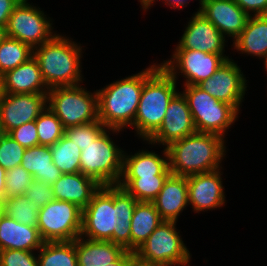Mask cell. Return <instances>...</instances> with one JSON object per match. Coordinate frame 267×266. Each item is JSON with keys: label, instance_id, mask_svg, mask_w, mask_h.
Instances as JSON below:
<instances>
[{"label": "cell", "instance_id": "30", "mask_svg": "<svg viewBox=\"0 0 267 266\" xmlns=\"http://www.w3.org/2000/svg\"><path fill=\"white\" fill-rule=\"evenodd\" d=\"M50 150L53 163L63 174L80 172L81 149L72 140L63 135Z\"/></svg>", "mask_w": 267, "mask_h": 266}, {"label": "cell", "instance_id": "39", "mask_svg": "<svg viewBox=\"0 0 267 266\" xmlns=\"http://www.w3.org/2000/svg\"><path fill=\"white\" fill-rule=\"evenodd\" d=\"M8 134L25 149L39 145L35 120L12 129Z\"/></svg>", "mask_w": 267, "mask_h": 266}, {"label": "cell", "instance_id": "21", "mask_svg": "<svg viewBox=\"0 0 267 266\" xmlns=\"http://www.w3.org/2000/svg\"><path fill=\"white\" fill-rule=\"evenodd\" d=\"M100 186L94 179L79 172L62 174L52 188L55 200L71 202L84 209Z\"/></svg>", "mask_w": 267, "mask_h": 266}, {"label": "cell", "instance_id": "50", "mask_svg": "<svg viewBox=\"0 0 267 266\" xmlns=\"http://www.w3.org/2000/svg\"><path fill=\"white\" fill-rule=\"evenodd\" d=\"M189 262H190V261L185 262V263H182V264H180L179 266H187V265L190 266V265H189ZM167 266H172V265H167Z\"/></svg>", "mask_w": 267, "mask_h": 266}, {"label": "cell", "instance_id": "13", "mask_svg": "<svg viewBox=\"0 0 267 266\" xmlns=\"http://www.w3.org/2000/svg\"><path fill=\"white\" fill-rule=\"evenodd\" d=\"M241 71L232 58L228 59L198 86L213 98L232 105L239 112L247 91V80Z\"/></svg>", "mask_w": 267, "mask_h": 266}, {"label": "cell", "instance_id": "41", "mask_svg": "<svg viewBox=\"0 0 267 266\" xmlns=\"http://www.w3.org/2000/svg\"><path fill=\"white\" fill-rule=\"evenodd\" d=\"M21 0H0V26L6 27L9 17Z\"/></svg>", "mask_w": 267, "mask_h": 266}, {"label": "cell", "instance_id": "15", "mask_svg": "<svg viewBox=\"0 0 267 266\" xmlns=\"http://www.w3.org/2000/svg\"><path fill=\"white\" fill-rule=\"evenodd\" d=\"M197 132L184 95L179 91L170 101L159 129L147 140L151 145L168 147L171 143Z\"/></svg>", "mask_w": 267, "mask_h": 266}, {"label": "cell", "instance_id": "6", "mask_svg": "<svg viewBox=\"0 0 267 266\" xmlns=\"http://www.w3.org/2000/svg\"><path fill=\"white\" fill-rule=\"evenodd\" d=\"M109 131L119 133L122 130L106 129L95 141L83 147L80 156V173L101 186L117 185L123 172L124 150L107 134Z\"/></svg>", "mask_w": 267, "mask_h": 266}, {"label": "cell", "instance_id": "19", "mask_svg": "<svg viewBox=\"0 0 267 266\" xmlns=\"http://www.w3.org/2000/svg\"><path fill=\"white\" fill-rule=\"evenodd\" d=\"M37 59L32 56L1 76V92L8 94L48 93Z\"/></svg>", "mask_w": 267, "mask_h": 266}, {"label": "cell", "instance_id": "49", "mask_svg": "<svg viewBox=\"0 0 267 266\" xmlns=\"http://www.w3.org/2000/svg\"><path fill=\"white\" fill-rule=\"evenodd\" d=\"M5 134H6V133H5L4 129H3V126H2L1 123H0V141H1L2 137H3Z\"/></svg>", "mask_w": 267, "mask_h": 266}, {"label": "cell", "instance_id": "36", "mask_svg": "<svg viewBox=\"0 0 267 266\" xmlns=\"http://www.w3.org/2000/svg\"><path fill=\"white\" fill-rule=\"evenodd\" d=\"M25 148L5 134L0 141V165L7 171L21 165Z\"/></svg>", "mask_w": 267, "mask_h": 266}, {"label": "cell", "instance_id": "37", "mask_svg": "<svg viewBox=\"0 0 267 266\" xmlns=\"http://www.w3.org/2000/svg\"><path fill=\"white\" fill-rule=\"evenodd\" d=\"M34 252L6 249L0 251V266H39Z\"/></svg>", "mask_w": 267, "mask_h": 266}, {"label": "cell", "instance_id": "40", "mask_svg": "<svg viewBox=\"0 0 267 266\" xmlns=\"http://www.w3.org/2000/svg\"><path fill=\"white\" fill-rule=\"evenodd\" d=\"M235 2L249 16L267 15V0H235Z\"/></svg>", "mask_w": 267, "mask_h": 266}, {"label": "cell", "instance_id": "51", "mask_svg": "<svg viewBox=\"0 0 267 266\" xmlns=\"http://www.w3.org/2000/svg\"><path fill=\"white\" fill-rule=\"evenodd\" d=\"M264 65H265V71L267 72V56H266V58L264 59Z\"/></svg>", "mask_w": 267, "mask_h": 266}, {"label": "cell", "instance_id": "12", "mask_svg": "<svg viewBox=\"0 0 267 266\" xmlns=\"http://www.w3.org/2000/svg\"><path fill=\"white\" fill-rule=\"evenodd\" d=\"M230 59L224 54L205 53L198 50L175 49L173 55L161 66L177 81V74L186 78L184 85H198L211 77L216 70ZM179 72H178V71Z\"/></svg>", "mask_w": 267, "mask_h": 266}, {"label": "cell", "instance_id": "22", "mask_svg": "<svg viewBox=\"0 0 267 266\" xmlns=\"http://www.w3.org/2000/svg\"><path fill=\"white\" fill-rule=\"evenodd\" d=\"M44 244L37 227L18 223L5 214L0 219V251L6 249L34 252Z\"/></svg>", "mask_w": 267, "mask_h": 266}, {"label": "cell", "instance_id": "11", "mask_svg": "<svg viewBox=\"0 0 267 266\" xmlns=\"http://www.w3.org/2000/svg\"><path fill=\"white\" fill-rule=\"evenodd\" d=\"M21 0L9 17L6 34L28 44L32 49L51 40L57 33L52 32V19L40 8Z\"/></svg>", "mask_w": 267, "mask_h": 266}, {"label": "cell", "instance_id": "47", "mask_svg": "<svg viewBox=\"0 0 267 266\" xmlns=\"http://www.w3.org/2000/svg\"><path fill=\"white\" fill-rule=\"evenodd\" d=\"M5 198L0 196V219L5 214Z\"/></svg>", "mask_w": 267, "mask_h": 266}, {"label": "cell", "instance_id": "29", "mask_svg": "<svg viewBox=\"0 0 267 266\" xmlns=\"http://www.w3.org/2000/svg\"><path fill=\"white\" fill-rule=\"evenodd\" d=\"M38 253L39 266H78L75 240L44 242Z\"/></svg>", "mask_w": 267, "mask_h": 266}, {"label": "cell", "instance_id": "24", "mask_svg": "<svg viewBox=\"0 0 267 266\" xmlns=\"http://www.w3.org/2000/svg\"><path fill=\"white\" fill-rule=\"evenodd\" d=\"M162 152L164 157H160L155 151L139 150L134 155H128L124 151L122 176L170 175L167 148Z\"/></svg>", "mask_w": 267, "mask_h": 266}, {"label": "cell", "instance_id": "38", "mask_svg": "<svg viewBox=\"0 0 267 266\" xmlns=\"http://www.w3.org/2000/svg\"><path fill=\"white\" fill-rule=\"evenodd\" d=\"M24 195L28 201L39 207H44L55 200L52 185L35 179L32 180Z\"/></svg>", "mask_w": 267, "mask_h": 266}, {"label": "cell", "instance_id": "18", "mask_svg": "<svg viewBox=\"0 0 267 266\" xmlns=\"http://www.w3.org/2000/svg\"><path fill=\"white\" fill-rule=\"evenodd\" d=\"M201 12L225 36L234 40L245 28L248 18L235 0H200Z\"/></svg>", "mask_w": 267, "mask_h": 266}, {"label": "cell", "instance_id": "10", "mask_svg": "<svg viewBox=\"0 0 267 266\" xmlns=\"http://www.w3.org/2000/svg\"><path fill=\"white\" fill-rule=\"evenodd\" d=\"M176 221H163L134 252L142 259L163 266H179L190 261V252L177 232Z\"/></svg>", "mask_w": 267, "mask_h": 266}, {"label": "cell", "instance_id": "20", "mask_svg": "<svg viewBox=\"0 0 267 266\" xmlns=\"http://www.w3.org/2000/svg\"><path fill=\"white\" fill-rule=\"evenodd\" d=\"M164 221H176L189 205L187 177L170 174L153 201Z\"/></svg>", "mask_w": 267, "mask_h": 266}, {"label": "cell", "instance_id": "43", "mask_svg": "<svg viewBox=\"0 0 267 266\" xmlns=\"http://www.w3.org/2000/svg\"><path fill=\"white\" fill-rule=\"evenodd\" d=\"M132 251L126 250L111 266H127L131 257Z\"/></svg>", "mask_w": 267, "mask_h": 266}, {"label": "cell", "instance_id": "45", "mask_svg": "<svg viewBox=\"0 0 267 266\" xmlns=\"http://www.w3.org/2000/svg\"><path fill=\"white\" fill-rule=\"evenodd\" d=\"M6 170L0 165V196L4 198L6 190Z\"/></svg>", "mask_w": 267, "mask_h": 266}, {"label": "cell", "instance_id": "3", "mask_svg": "<svg viewBox=\"0 0 267 266\" xmlns=\"http://www.w3.org/2000/svg\"><path fill=\"white\" fill-rule=\"evenodd\" d=\"M176 82L161 64H153L144 70V85L132 125L143 141L161 126L171 99L178 93Z\"/></svg>", "mask_w": 267, "mask_h": 266}, {"label": "cell", "instance_id": "26", "mask_svg": "<svg viewBox=\"0 0 267 266\" xmlns=\"http://www.w3.org/2000/svg\"><path fill=\"white\" fill-rule=\"evenodd\" d=\"M21 166L35 180L53 185L63 174L53 163L50 146L38 145L25 149Z\"/></svg>", "mask_w": 267, "mask_h": 266}, {"label": "cell", "instance_id": "8", "mask_svg": "<svg viewBox=\"0 0 267 266\" xmlns=\"http://www.w3.org/2000/svg\"><path fill=\"white\" fill-rule=\"evenodd\" d=\"M47 104L65 129L98 120L97 92L87 91L82 85L49 89Z\"/></svg>", "mask_w": 267, "mask_h": 266}, {"label": "cell", "instance_id": "33", "mask_svg": "<svg viewBox=\"0 0 267 266\" xmlns=\"http://www.w3.org/2000/svg\"><path fill=\"white\" fill-rule=\"evenodd\" d=\"M35 123L39 145L52 146L65 134L63 124L48 106L37 117Z\"/></svg>", "mask_w": 267, "mask_h": 266}, {"label": "cell", "instance_id": "42", "mask_svg": "<svg viewBox=\"0 0 267 266\" xmlns=\"http://www.w3.org/2000/svg\"><path fill=\"white\" fill-rule=\"evenodd\" d=\"M127 266H163L159 263L142 259L136 253H132Z\"/></svg>", "mask_w": 267, "mask_h": 266}, {"label": "cell", "instance_id": "52", "mask_svg": "<svg viewBox=\"0 0 267 266\" xmlns=\"http://www.w3.org/2000/svg\"><path fill=\"white\" fill-rule=\"evenodd\" d=\"M1 77H0V96H1Z\"/></svg>", "mask_w": 267, "mask_h": 266}, {"label": "cell", "instance_id": "4", "mask_svg": "<svg viewBox=\"0 0 267 266\" xmlns=\"http://www.w3.org/2000/svg\"><path fill=\"white\" fill-rule=\"evenodd\" d=\"M82 47L69 37L56 34L51 40L33 49L43 81L48 89L80 85Z\"/></svg>", "mask_w": 267, "mask_h": 266}, {"label": "cell", "instance_id": "32", "mask_svg": "<svg viewBox=\"0 0 267 266\" xmlns=\"http://www.w3.org/2000/svg\"><path fill=\"white\" fill-rule=\"evenodd\" d=\"M40 209L28 201L25 195L5 199V215L24 225L37 227Z\"/></svg>", "mask_w": 267, "mask_h": 266}, {"label": "cell", "instance_id": "1", "mask_svg": "<svg viewBox=\"0 0 267 266\" xmlns=\"http://www.w3.org/2000/svg\"><path fill=\"white\" fill-rule=\"evenodd\" d=\"M138 201L117 185L100 186L82 209L81 235L131 251V219Z\"/></svg>", "mask_w": 267, "mask_h": 266}, {"label": "cell", "instance_id": "14", "mask_svg": "<svg viewBox=\"0 0 267 266\" xmlns=\"http://www.w3.org/2000/svg\"><path fill=\"white\" fill-rule=\"evenodd\" d=\"M48 93L8 94L0 96V123L9 133L25 123L32 122L47 107Z\"/></svg>", "mask_w": 267, "mask_h": 266}, {"label": "cell", "instance_id": "5", "mask_svg": "<svg viewBox=\"0 0 267 266\" xmlns=\"http://www.w3.org/2000/svg\"><path fill=\"white\" fill-rule=\"evenodd\" d=\"M144 85V70L96 90L98 120L107 129L132 126Z\"/></svg>", "mask_w": 267, "mask_h": 266}, {"label": "cell", "instance_id": "48", "mask_svg": "<svg viewBox=\"0 0 267 266\" xmlns=\"http://www.w3.org/2000/svg\"><path fill=\"white\" fill-rule=\"evenodd\" d=\"M7 37L6 27L0 26V43Z\"/></svg>", "mask_w": 267, "mask_h": 266}, {"label": "cell", "instance_id": "27", "mask_svg": "<svg viewBox=\"0 0 267 266\" xmlns=\"http://www.w3.org/2000/svg\"><path fill=\"white\" fill-rule=\"evenodd\" d=\"M163 221L153 202H137L131 219V251L135 252Z\"/></svg>", "mask_w": 267, "mask_h": 266}, {"label": "cell", "instance_id": "34", "mask_svg": "<svg viewBox=\"0 0 267 266\" xmlns=\"http://www.w3.org/2000/svg\"><path fill=\"white\" fill-rule=\"evenodd\" d=\"M107 128L99 120L92 123L72 126L65 129V136L73 141L81 150L95 141Z\"/></svg>", "mask_w": 267, "mask_h": 266}, {"label": "cell", "instance_id": "31", "mask_svg": "<svg viewBox=\"0 0 267 266\" xmlns=\"http://www.w3.org/2000/svg\"><path fill=\"white\" fill-rule=\"evenodd\" d=\"M32 56L33 49L28 44L7 36L0 43V77Z\"/></svg>", "mask_w": 267, "mask_h": 266}, {"label": "cell", "instance_id": "28", "mask_svg": "<svg viewBox=\"0 0 267 266\" xmlns=\"http://www.w3.org/2000/svg\"><path fill=\"white\" fill-rule=\"evenodd\" d=\"M169 175L121 176L118 185L138 202H153Z\"/></svg>", "mask_w": 267, "mask_h": 266}, {"label": "cell", "instance_id": "25", "mask_svg": "<svg viewBox=\"0 0 267 266\" xmlns=\"http://www.w3.org/2000/svg\"><path fill=\"white\" fill-rule=\"evenodd\" d=\"M235 50L242 54L265 59L267 56V15H253L247 20L245 28L233 40Z\"/></svg>", "mask_w": 267, "mask_h": 266}, {"label": "cell", "instance_id": "46", "mask_svg": "<svg viewBox=\"0 0 267 266\" xmlns=\"http://www.w3.org/2000/svg\"><path fill=\"white\" fill-rule=\"evenodd\" d=\"M138 1L140 2L142 9L146 11L151 7V5L153 6L155 0H138Z\"/></svg>", "mask_w": 267, "mask_h": 266}, {"label": "cell", "instance_id": "7", "mask_svg": "<svg viewBox=\"0 0 267 266\" xmlns=\"http://www.w3.org/2000/svg\"><path fill=\"white\" fill-rule=\"evenodd\" d=\"M197 132L217 134L225 139V133L235 123L239 112L230 104L217 100L198 85L183 86Z\"/></svg>", "mask_w": 267, "mask_h": 266}, {"label": "cell", "instance_id": "23", "mask_svg": "<svg viewBox=\"0 0 267 266\" xmlns=\"http://www.w3.org/2000/svg\"><path fill=\"white\" fill-rule=\"evenodd\" d=\"M78 266H111L126 250L111 241H95L79 236L75 240Z\"/></svg>", "mask_w": 267, "mask_h": 266}, {"label": "cell", "instance_id": "16", "mask_svg": "<svg viewBox=\"0 0 267 266\" xmlns=\"http://www.w3.org/2000/svg\"><path fill=\"white\" fill-rule=\"evenodd\" d=\"M225 37L201 12L193 14L176 49L224 54Z\"/></svg>", "mask_w": 267, "mask_h": 266}, {"label": "cell", "instance_id": "17", "mask_svg": "<svg viewBox=\"0 0 267 266\" xmlns=\"http://www.w3.org/2000/svg\"><path fill=\"white\" fill-rule=\"evenodd\" d=\"M220 172V169H217L187 176L188 202L195 213L219 208L225 204Z\"/></svg>", "mask_w": 267, "mask_h": 266}, {"label": "cell", "instance_id": "2", "mask_svg": "<svg viewBox=\"0 0 267 266\" xmlns=\"http://www.w3.org/2000/svg\"><path fill=\"white\" fill-rule=\"evenodd\" d=\"M224 144L223 137L205 132H195L171 143L166 147L171 174L187 177L222 168Z\"/></svg>", "mask_w": 267, "mask_h": 266}, {"label": "cell", "instance_id": "35", "mask_svg": "<svg viewBox=\"0 0 267 266\" xmlns=\"http://www.w3.org/2000/svg\"><path fill=\"white\" fill-rule=\"evenodd\" d=\"M33 180L32 175L21 165L6 171L4 198L24 195Z\"/></svg>", "mask_w": 267, "mask_h": 266}, {"label": "cell", "instance_id": "44", "mask_svg": "<svg viewBox=\"0 0 267 266\" xmlns=\"http://www.w3.org/2000/svg\"><path fill=\"white\" fill-rule=\"evenodd\" d=\"M164 1L163 3H165L167 6L169 5L171 8L173 6V8L177 9V8H181L182 7H186L188 4L189 0H162ZM186 5V6H184Z\"/></svg>", "mask_w": 267, "mask_h": 266}, {"label": "cell", "instance_id": "9", "mask_svg": "<svg viewBox=\"0 0 267 266\" xmlns=\"http://www.w3.org/2000/svg\"><path fill=\"white\" fill-rule=\"evenodd\" d=\"M81 226L82 209L71 202L54 200L38 213L37 228L44 242L74 241Z\"/></svg>", "mask_w": 267, "mask_h": 266}]
</instances>
